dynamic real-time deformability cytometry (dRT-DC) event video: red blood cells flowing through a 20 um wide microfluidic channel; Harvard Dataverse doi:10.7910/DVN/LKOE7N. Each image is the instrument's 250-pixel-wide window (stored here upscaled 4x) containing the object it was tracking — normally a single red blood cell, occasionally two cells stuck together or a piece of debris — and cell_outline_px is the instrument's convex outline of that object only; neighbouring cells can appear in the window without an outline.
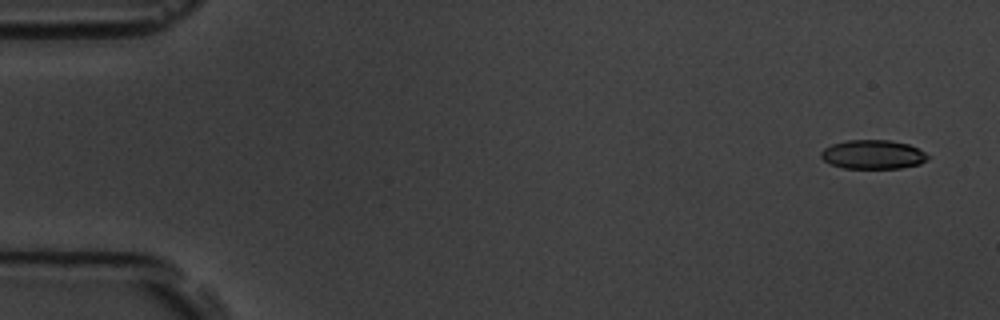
{"species": "common noctule bat (a hibernating species)", "species_latin": "Nyctalus noctula", "temperature_condition": "room temperature", "stored_images_in_passage": 11, "camera_frame_rate_fps": 3000, "um_per_image_px": 0.085, "animal": {"sex": "male", "body_mass_g": 19.5, "forearm_length_mm": 54.6}, "frame": {"image": 1, "passage_image": 1, "time_ms": 0.0, "image_size_px": [1000, 320], "cell_outline_px": [[928, 160], [920, 164], [900, 168], [844, 168], [832, 164], [824, 160], [820, 156], [820, 152], [824, 148], [832, 144], [848, 140], [888, 140], [908, 144], [924, 152], [928, 156]], "centroid_in_image_um": [74.19, 13.13], "position_along_channel_um": 10.8, "area_um2": 17.92}}
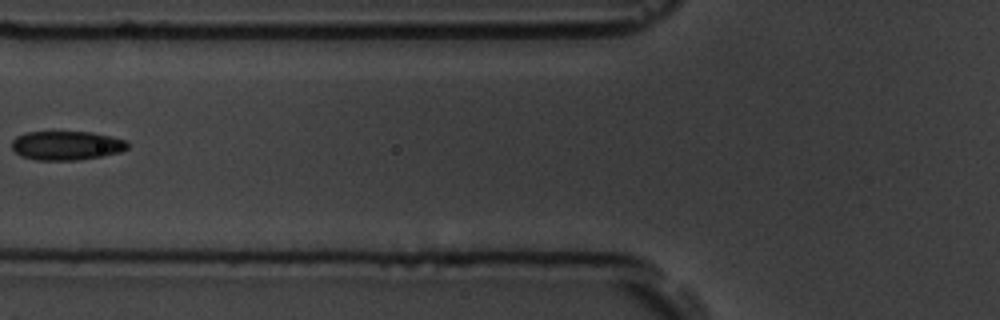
{"frame": {"image": 2, "passage_image": 6, "time_ms": 6.667, "image_size_px": [1000, 320], "cell_outline_px": [[128, 148], [120, 152], [104, 156], [76, 160], [36, 160], [20, 156], [12, 148], [12, 140], [16, 136], [24, 132], [92, 132], [124, 140], [128, 144]], "centroid_in_image_um": [5.62, 12.37], "position_along_channel_um": 120.2, "area_um2": 19.59}}
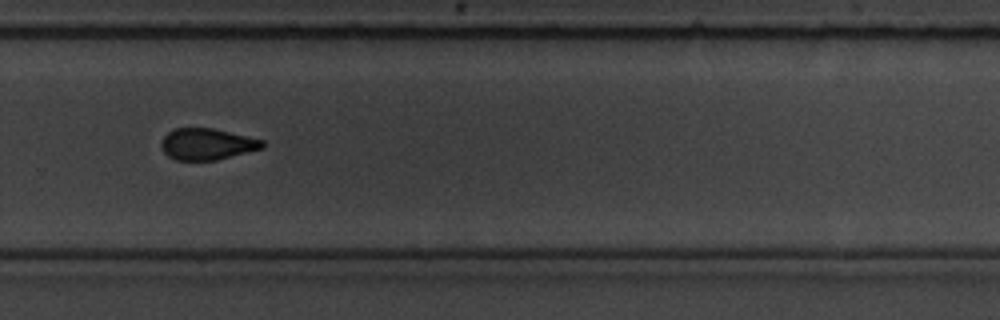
{"frame": {"image": 3, "passage_image": 11, "time_ms": 12.0, "image_size_px": [1000, 320], "cell_outline_px": [[264, 148], [216, 160], [176, 160], [168, 156], [164, 152], [160, 144], [164, 136], [168, 132], [176, 128], [212, 128], [264, 140]], "centroid_in_image_um": [17.59, 12.25], "position_along_channel_um": 312.2, "area_um2": 18.44}}